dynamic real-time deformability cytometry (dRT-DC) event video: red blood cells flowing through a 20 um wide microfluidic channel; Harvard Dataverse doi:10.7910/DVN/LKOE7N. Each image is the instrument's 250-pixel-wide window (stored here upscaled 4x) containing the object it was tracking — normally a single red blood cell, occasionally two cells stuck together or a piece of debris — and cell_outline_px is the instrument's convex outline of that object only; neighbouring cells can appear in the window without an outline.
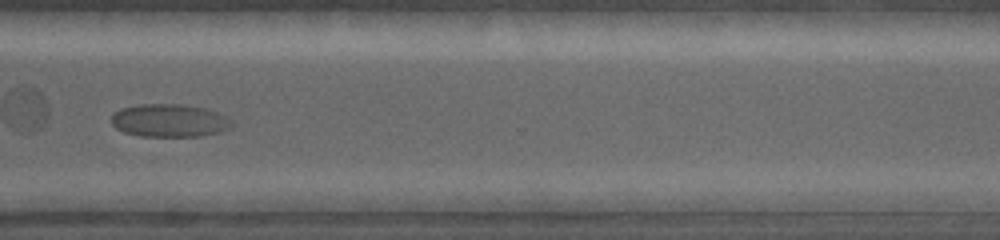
{"species": "common noctule bat (a hibernating species)", "species_latin": "Nyctalus noctula", "temperature_condition": "warm", "stored_images_in_passage": 14, "camera_frame_rate_fps": 5000, "um_per_image_px": 0.085, "animal": {"sex": "female", "body_mass_g": 19.0, "forearm_length_mm": 53.3}, "frame": {"image": 1, "passage_image": 11, "time_ms": 7.0, "image_size_px": [1000, 240], "cell_outline_px": [[232, 124], [228, 128], [220, 132], [200, 136], [140, 136], [124, 132], [116, 128], [112, 124], [112, 116], [120, 108], [140, 104], [184, 104], [204, 108], [216, 112], [232, 120]], "centroid_in_image_um": [14.39, 10.24], "position_along_channel_um": 356.2, "area_um2": 23.0}}
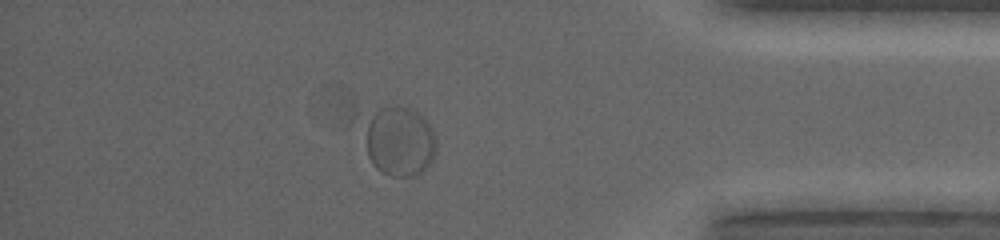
{"frame": {"image": 2, "passage_image": 13, "time_ms": 8.2, "image_size_px": [1000, 240], "cell_outline_px": [[436, 152], [432, 160], [424, 172], [416, 176], [392, 176], [380, 172], [372, 164], [368, 156], [368, 128], [376, 112], [380, 108], [396, 104], [408, 104], [432, 128], [436, 136]], "centroid_in_image_um": [34.05, 12.03], "position_along_channel_um": 401.2, "area_um2": 28.78}}